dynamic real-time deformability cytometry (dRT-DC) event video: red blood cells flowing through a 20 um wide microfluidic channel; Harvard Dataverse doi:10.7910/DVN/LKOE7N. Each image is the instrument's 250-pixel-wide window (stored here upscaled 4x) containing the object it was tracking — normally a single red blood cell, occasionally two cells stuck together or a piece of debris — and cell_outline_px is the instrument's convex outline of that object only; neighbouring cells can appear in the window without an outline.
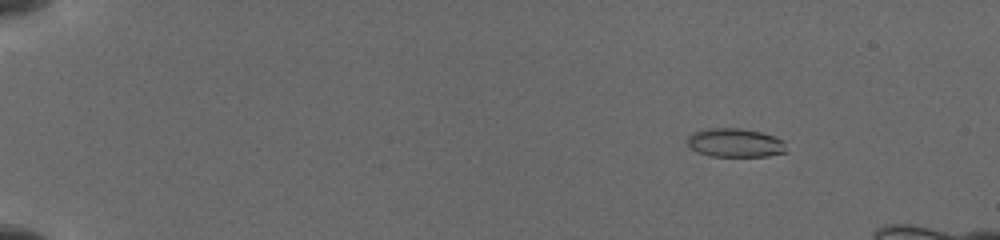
{"species": "common noctule bat (a hibernating species)", "species_latin": "Nyctalus noctula", "temperature_condition": "cold", "stored_images_in_passage": 47, "camera_frame_rate_fps": 3000, "um_per_image_px": 0.085, "animal": {"sex": "female", "body_mass_g": 19.5, "forearm_length_mm": 54.1}, "frame": {"image": 1, "passage_image": 3, "time_ms": 1.0, "image_size_px": [1000, 240], "cell_outline_px": [[788, 152], [768, 156], [712, 156], [696, 152], [688, 144], [688, 136], [692, 132], [708, 128], [740, 128], [760, 132], [776, 136], [784, 140]], "centroid_in_image_um": [62.53, 12.13], "position_along_channel_um": 22.5, "area_um2": 16.76}}
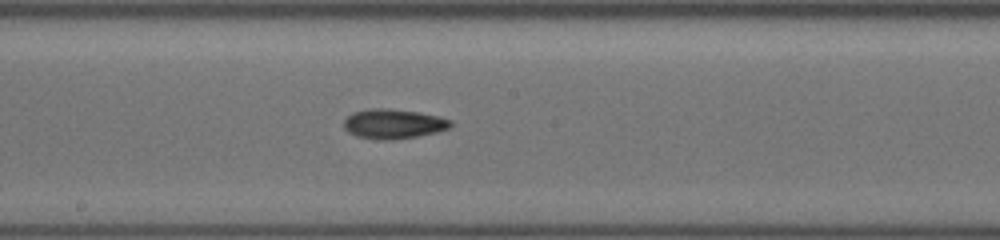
{"frame": {"image": 2, "passage_image": 30, "time_ms": 9.0, "image_size_px": [1000, 240], "cell_outline_px": [[452, 124], [448, 128], [436, 132], [416, 136], [392, 140], [384, 140], [356, 136], [348, 132], [344, 128], [344, 120], [352, 112], [368, 108], [388, 108], [416, 112], [436, 116], [452, 120]], "centroid_in_image_um": [33.4, 10.52], "position_along_channel_um": 214.8, "area_um2": 18.32}}
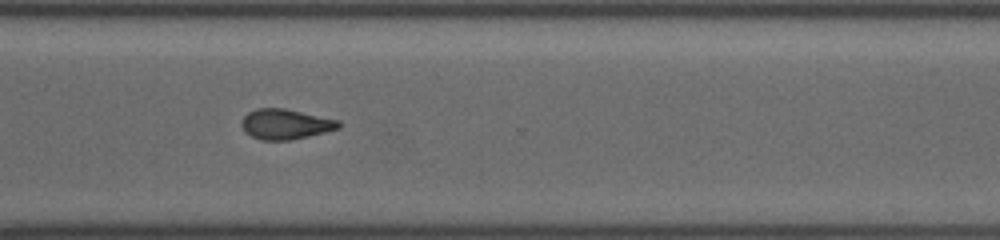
{"frame": {"image": 3, "passage_image": 46, "time_ms": 12.333, "image_size_px": [1000, 240], "cell_outline_px": [[340, 128], [308, 136], [288, 140], [264, 140], [252, 136], [244, 132], [240, 124], [244, 116], [248, 112], [256, 108], [284, 108], [340, 120]], "centroid_in_image_um": [24.25, 10.54], "position_along_channel_um": 346.4, "area_um2": 17.05}}